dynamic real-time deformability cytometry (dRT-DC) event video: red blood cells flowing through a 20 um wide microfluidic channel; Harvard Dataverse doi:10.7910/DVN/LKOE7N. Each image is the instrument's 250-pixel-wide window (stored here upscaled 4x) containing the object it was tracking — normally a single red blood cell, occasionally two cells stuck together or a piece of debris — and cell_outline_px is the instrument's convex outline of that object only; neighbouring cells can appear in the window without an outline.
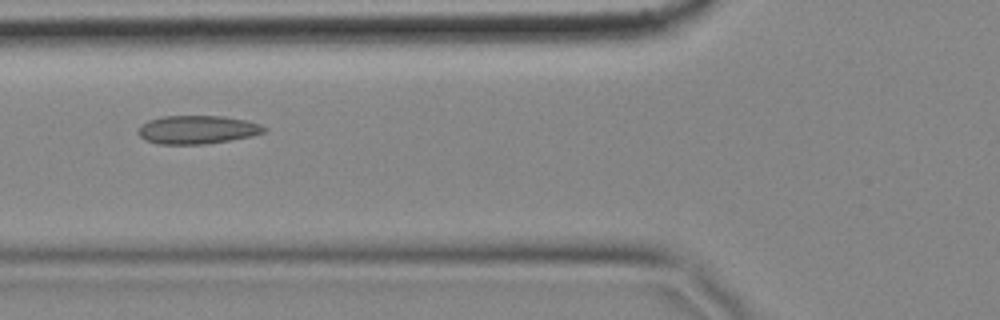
{"species": "common noctule bat (a hibernating species)", "species_latin": "Nyctalus noctula", "temperature_condition": "cold", "stored_images_in_passage": 57, "camera_frame_rate_fps": 3000, "um_per_image_px": 0.085, "animal": {"sex": "female", "body_mass_g": 18.4}, "frame": {"image": 1, "passage_image": 21, "time_ms": 6.667, "image_size_px": [1000, 320], "cell_outline_px": [[268, 128], [264, 132], [252, 136], [204, 144], [156, 144], [144, 140], [136, 132], [140, 124], [148, 120], [164, 116], [224, 116], [244, 120], [260, 124]], "centroid_in_image_um": [16.72, 11.02], "position_along_channel_um": 109.1, "area_um2": 20.92}}
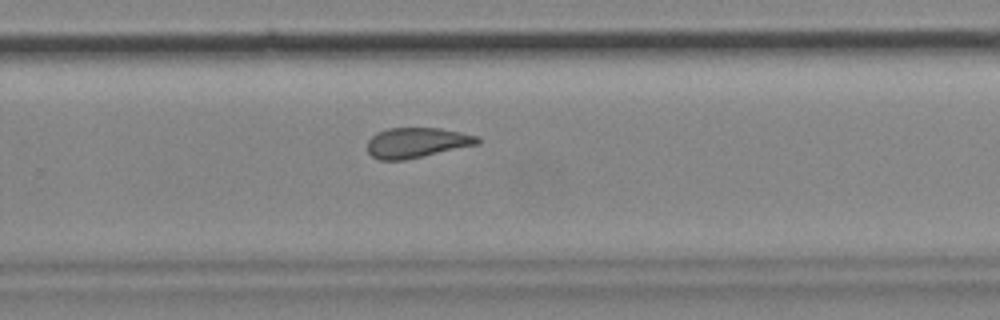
{"frame": {"image": 2, "passage_image": 37, "time_ms": 12.0, "image_size_px": [1000, 320], "cell_outline_px": [[480, 144], [404, 160], [380, 160], [372, 156], [368, 152], [368, 140], [376, 132], [388, 128], [440, 128], [480, 136]], "centroid_in_image_um": [35.44, 12.12], "position_along_channel_um": 294.4, "area_um2": 19.42}}
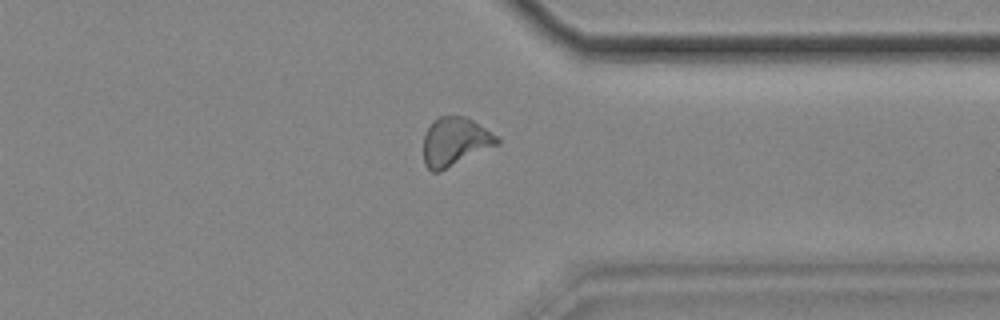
{"frame": {"image": 3, "passage_image": 44, "time_ms": 14.333, "image_size_px": [1000, 320], "cell_outline_px": [[500, 144], [440, 172], [432, 172], [424, 164], [424, 132], [440, 116], [464, 116], [472, 120], [496, 136], [500, 140]], "centroid_in_image_um": [38.67, 12.07], "position_along_channel_um": 372.7, "area_um2": 20.69}, "authors_computed_cell_mechanics": {"area_um2": 20.6346, "velocity_mm_per_s": 3.4842, "shape_relaxation_time_tau1_ms": null, "shape_relaxation_time_tau2_ms": 2.965, "deformation_change_tau1": null, "deformation_change_tau2": 0.1129}}